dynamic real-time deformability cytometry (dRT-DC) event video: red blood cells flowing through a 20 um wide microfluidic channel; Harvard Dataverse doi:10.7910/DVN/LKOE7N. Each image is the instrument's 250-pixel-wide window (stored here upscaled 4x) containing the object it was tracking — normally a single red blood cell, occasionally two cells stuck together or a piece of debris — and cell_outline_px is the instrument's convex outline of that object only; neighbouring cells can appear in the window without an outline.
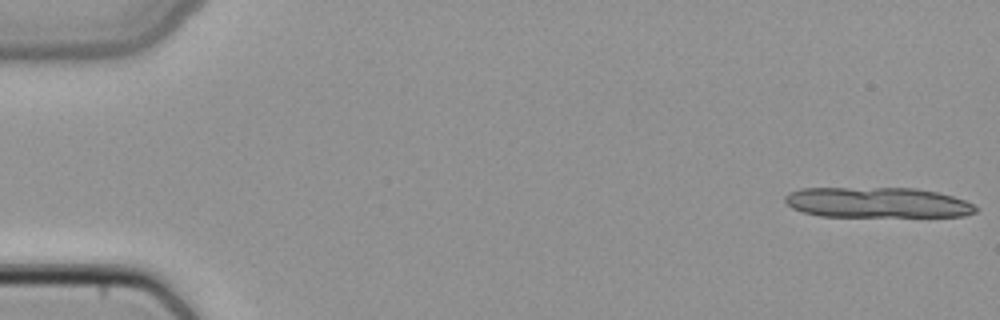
{"species": "common noctule bat (a hibernating species)", "species_latin": "Nyctalus noctula", "temperature_condition": "cold", "stored_images_in_passage": 5, "camera_frame_rate_fps": 3000, "um_per_image_px": 0.085, "animal": {"sex": "female", "body_mass_g": 22.7, "forearm_length_mm": 54.2}, "frame": {"image": 1, "passage_image": 1, "time_ms": 0.0, "image_size_px": [1000, 320], "cell_outline_px": [[980, 208], [976, 212], [964, 216], [820, 216], [804, 212], [792, 208], [784, 200], [784, 196], [788, 192], [800, 188], [916, 188], [936, 192], [952, 196], [964, 200]], "centroid_in_image_um": [74.56, 17.21], "position_along_channel_um": 10.4, "area_um2": 33.81}}
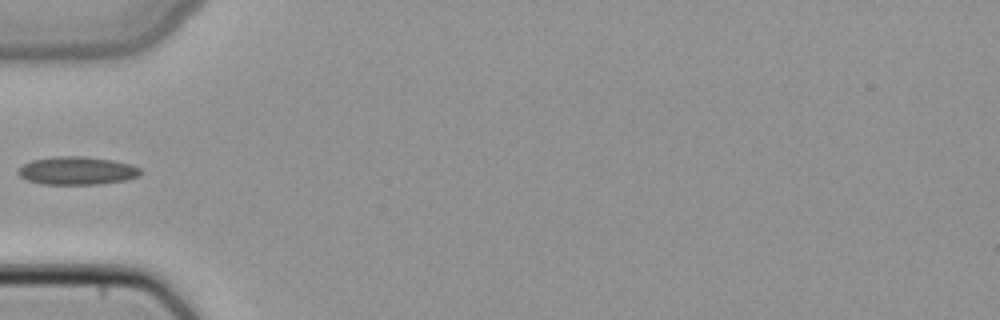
{"frame": {"image": 2, "passage_image": 5, "time_ms": 1.333, "image_size_px": [1000, 320], "cell_outline_px": [[144, 172], [140, 176], [124, 180], [100, 184], [40, 184], [28, 180], [20, 176], [16, 172], [24, 164], [32, 160], [52, 156], [84, 156], [112, 160], [132, 164], [140, 168]], "centroid_in_image_um": [6.57, 14.5], "position_along_channel_um": 78.4, "area_um2": 20.17}}